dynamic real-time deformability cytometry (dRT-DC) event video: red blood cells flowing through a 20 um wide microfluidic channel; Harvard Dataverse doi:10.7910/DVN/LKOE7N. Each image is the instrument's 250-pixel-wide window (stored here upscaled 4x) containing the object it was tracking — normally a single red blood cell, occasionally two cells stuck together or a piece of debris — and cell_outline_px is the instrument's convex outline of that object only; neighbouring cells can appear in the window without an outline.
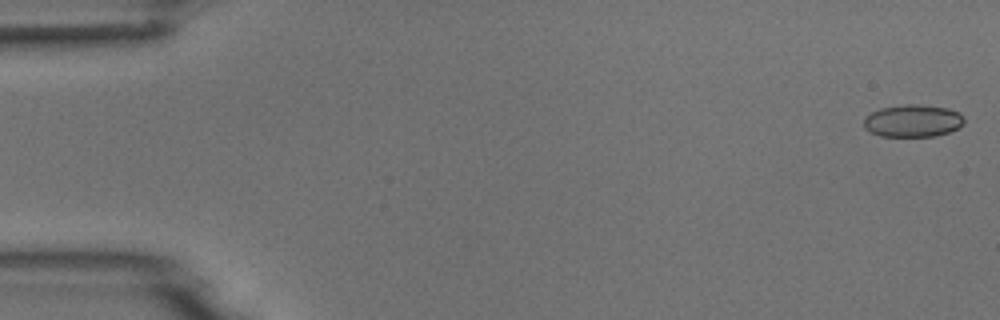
{"species": "common noctule bat (a hibernating species)", "species_latin": "Nyctalus noctula", "temperature_condition": "room temperature", "stored_images_in_passage": 5, "camera_frame_rate_fps": 3000, "um_per_image_px": 0.085, "animal": {"sex": "male", "body_mass_g": 18.8}, "frame": {"image": 1, "passage_image": 1, "time_ms": 0.0, "image_size_px": [1000, 320], "cell_outline_px": [[964, 124], [948, 132], [936, 136], [880, 136], [868, 132], [864, 128], [864, 116], [880, 108], [904, 104], [920, 104], [948, 108], [960, 112], [964, 116]], "centroid_in_image_um": [77.58, 10.26], "position_along_channel_um": 7.4, "area_um2": 19.19}}
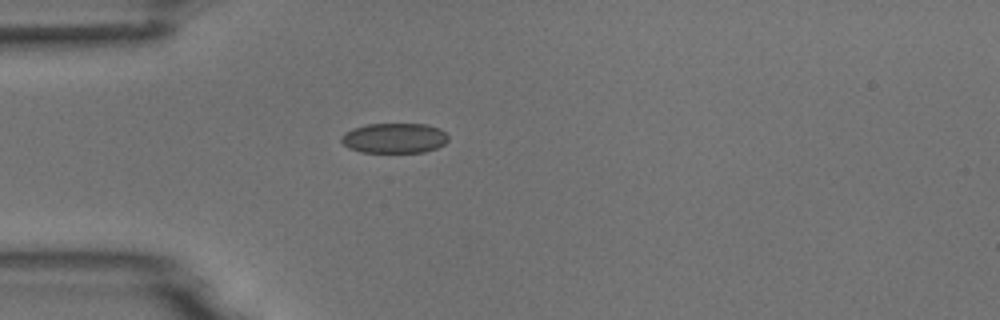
{"frame": {"image": 2, "passage_image": 5, "time_ms": 4.667, "image_size_px": [1000, 320], "cell_outline_px": [[448, 140], [444, 144], [436, 148], [424, 152], [360, 152], [348, 148], [340, 140], [340, 136], [344, 132], [352, 128], [368, 124], [428, 124], [440, 128], [448, 136]], "centroid_in_image_um": [33.5, 11.73], "position_along_channel_um": 51.5, "area_um2": 18.9}}